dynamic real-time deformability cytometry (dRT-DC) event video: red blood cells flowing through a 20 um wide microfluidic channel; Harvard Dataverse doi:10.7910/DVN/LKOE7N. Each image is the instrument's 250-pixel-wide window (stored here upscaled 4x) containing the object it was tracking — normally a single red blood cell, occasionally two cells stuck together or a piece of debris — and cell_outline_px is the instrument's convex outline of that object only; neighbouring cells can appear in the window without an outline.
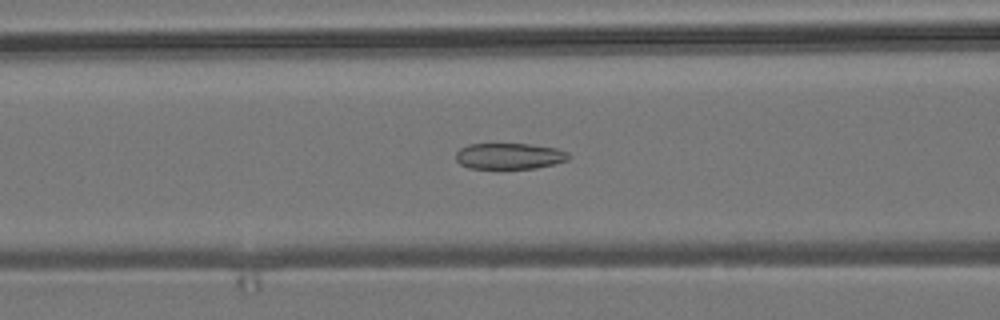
{"species": "common noctule bat (a hibernating species)", "species_latin": "Nyctalus noctula", "temperature_condition": "room temperature", "stored_images_in_passage": 53, "camera_frame_rate_fps": 3000, "um_per_image_px": 0.085, "animal": {"sex": "male", "body_mass_g": 19.2, "forearm_length_mm": 51.8}, "frame": {"image": 1, "passage_image": 21, "time_ms": 6.667, "image_size_px": [1000, 320], "cell_outline_px": [[572, 156], [568, 160], [556, 164], [536, 168], [468, 168], [460, 164], [456, 160], [456, 152], [460, 148], [468, 144], [528, 144], [556, 148], [568, 152]], "centroid_in_image_um": [43.32, 13.27], "position_along_channel_um": 123.3, "area_um2": 17.22}}
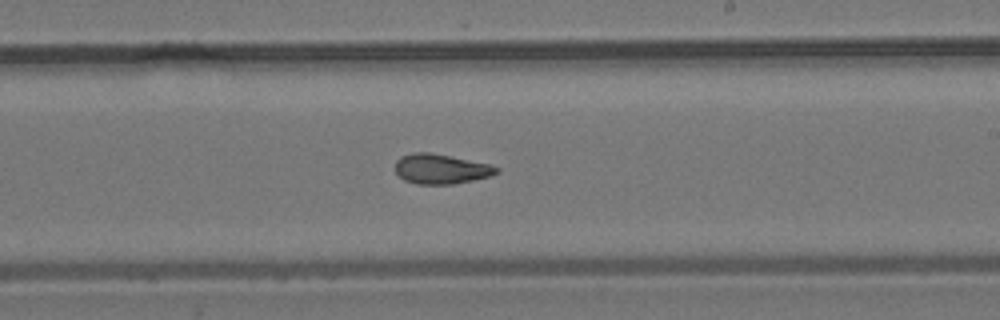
{"frame": {"image": 2, "passage_image": 31, "time_ms": 10.0, "image_size_px": [1000, 320], "cell_outline_px": [[500, 172], [488, 176], [472, 180], [452, 184], [416, 184], [404, 180], [396, 172], [396, 160], [400, 156], [412, 152], [428, 152], [488, 164], [500, 168]], "centroid_in_image_um": [37.44, 14.36], "position_along_channel_um": 251.6, "area_um2": 17.4}}
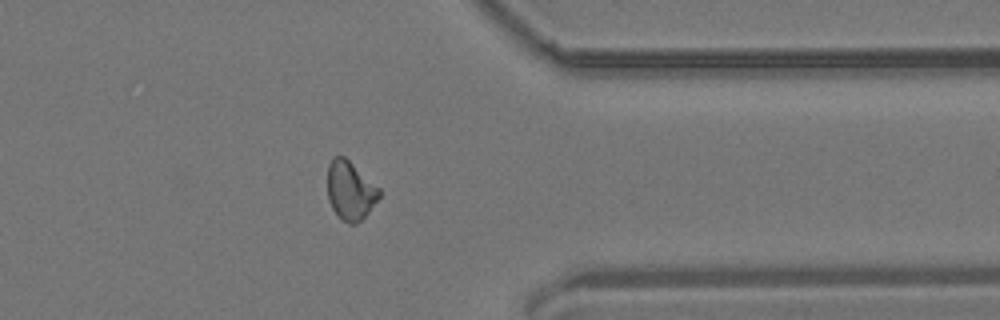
{"frame": {"image": 3, "passage_image": 42, "time_ms": 13.667, "image_size_px": [1000, 320], "cell_outline_px": [[380, 196], [368, 212], [356, 224], [348, 224], [332, 208], [328, 200], [328, 164], [332, 156], [344, 156], [380, 188]], "centroid_in_image_um": [29.76, 16.17], "position_along_channel_um": 381.6, "area_um2": 17.51}, "authors_computed_cell_mechanics": {"area_um2": 18.0336, "velocity_mm_per_s": 3.8498, "shape_relaxation_time_tau1_ms": null, "shape_relaxation_time_tau2_ms": 2.6243, "deformation_change_tau1": null, "deformation_change_tau2": 0.0791}}